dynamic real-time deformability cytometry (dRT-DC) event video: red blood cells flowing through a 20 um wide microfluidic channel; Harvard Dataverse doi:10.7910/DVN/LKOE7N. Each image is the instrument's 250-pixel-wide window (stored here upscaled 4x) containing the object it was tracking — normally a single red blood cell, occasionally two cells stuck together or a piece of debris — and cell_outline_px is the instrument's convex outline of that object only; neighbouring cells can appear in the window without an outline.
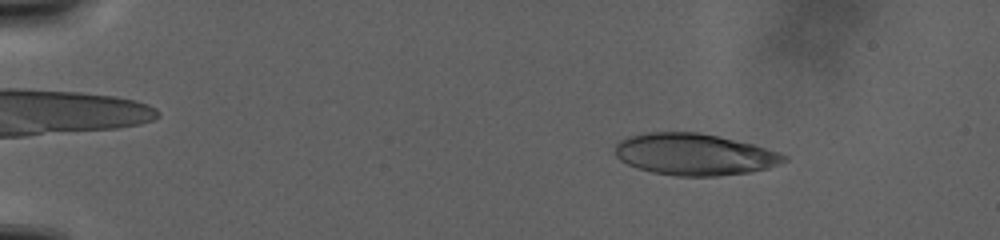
{"species": "human", "species_latin": "Homo sapiens", "temperature_condition": "warm", "stored_images_in_passage": 38, "camera_frame_rate_fps": 3000, "um_per_image_px": 0.085, "donor": {"sex": "male"}, "frame": {"image": 1, "passage_image": 6, "time_ms": 5.0, "image_size_px": [1000, 240], "cell_outline_px": [[788, 160], [780, 164], [768, 168], [748, 172], [716, 176], [676, 176], [652, 172], [636, 168], [620, 160], [616, 156], [616, 144], [620, 140], [628, 136], [648, 132], [700, 132], [752, 144], [788, 156]], "centroid_in_image_um": [59.0, 13.12], "position_along_channel_um": 26.0, "area_um2": 40.86}}
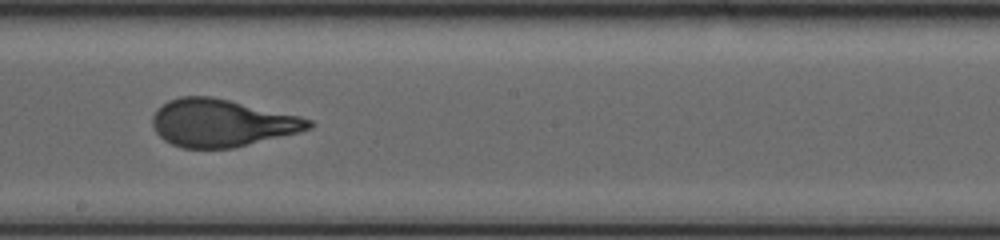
{"frame": {"image": 2, "passage_image": 23, "time_ms": 22.333, "image_size_px": [1000, 240], "cell_outline_px": [[316, 124], [312, 128], [300, 132], [232, 148], [180, 148], [164, 140], [156, 132], [152, 124], [152, 116], [156, 108], [168, 100], [180, 96], [212, 96], [300, 116], [312, 120]], "centroid_in_image_um": [18.84, 10.44], "position_along_channel_um": 229.4, "area_um2": 43.41}}
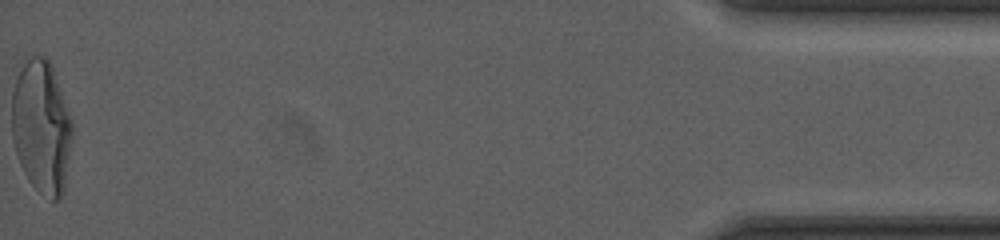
{"frame": {"image": 3, "passage_image": 38, "time_ms": 38.0, "image_size_px": [1000, 240], "cell_outline_px": [[72, 136], [64, 192], [60, 200], [52, 200], [40, 192], [28, 180], [20, 164], [16, 152], [12, 136], [12, 92], [24, 56], [48, 56], [52, 64], [72, 120]], "centroid_in_image_um": [3.53, 10.74], "position_along_channel_um": 431.7, "area_um2": 47.34}}